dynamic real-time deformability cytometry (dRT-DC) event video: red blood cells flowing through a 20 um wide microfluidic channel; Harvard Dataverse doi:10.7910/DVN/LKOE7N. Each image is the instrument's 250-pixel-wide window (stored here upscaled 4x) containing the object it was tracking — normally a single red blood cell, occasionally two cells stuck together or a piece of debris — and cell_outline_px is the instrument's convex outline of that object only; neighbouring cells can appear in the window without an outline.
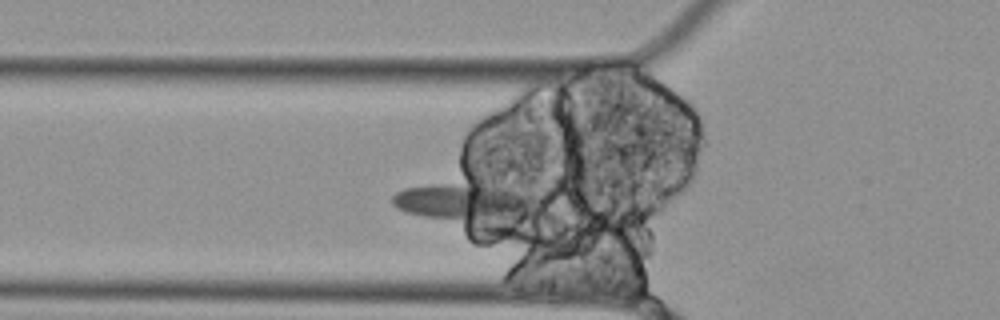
{"species": "Egyptian fruit bat (a non-hibernating species)", "species_latin": "Rousettus aegyptiacus", "temperature_condition": "cold", "stored_images_in_passage": 38, "camera_frame_rate_fps": 3000, "um_per_image_px": 0.085, "animal": {"sex": "female"}, "frame": {"image": 1, "passage_image": 11, "time_ms": 3.333, "image_size_px": [1000, 320], "cell_outline_px": [[536, 200], [528, 216], [520, 224], [496, 232], [488, 232], [408, 212], [396, 208], [392, 204], [392, 196], [396, 192], [404, 188], [432, 184], [456, 184], [516, 192]], "centroid_in_image_um": [39.61, 17.46], "position_along_channel_um": 86.2, "area_um2": 34.22}}
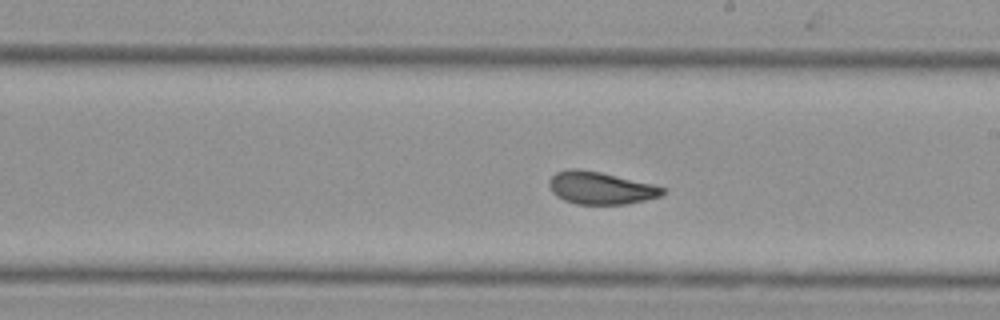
{"frame": {"image": 2, "passage_image": 24, "time_ms": 7.667, "image_size_px": [1000, 320], "cell_outline_px": [[664, 192], [660, 196], [644, 200], [624, 204], [576, 204], [564, 200], [556, 196], [552, 192], [548, 184], [548, 180], [556, 172], [568, 168], [576, 168], [600, 172], [656, 184], [664, 188]], "centroid_in_image_um": [51.02, 15.96], "position_along_channel_um": 238.0, "area_um2": 21.56}}
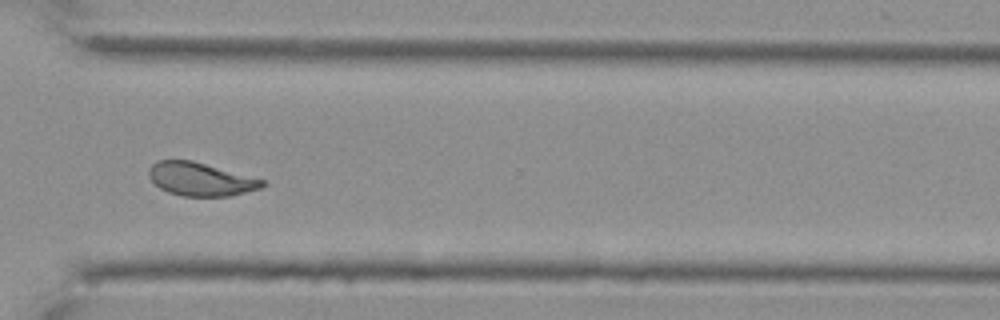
{"frame": {"image": 3, "passage_image": 34, "time_ms": 11.0, "image_size_px": [1000, 320], "cell_outline_px": [[268, 184], [260, 188], [228, 196], [180, 196], [168, 192], [160, 188], [148, 176], [148, 168], [156, 160], [192, 160], [264, 180]], "centroid_in_image_um": [17.01, 15.22], "position_along_channel_um": 353.6, "area_um2": 21.91}, "authors_computed_cell_mechanics": {"area_um2": 22.1952, "velocity_mm_per_s": 3.4554, "shape_relaxation_time_tau1_ms": null, "shape_relaxation_time_tau2_ms": 0.866, "deformation_change_tau1": null, "deformation_change_tau2": 0.038}}